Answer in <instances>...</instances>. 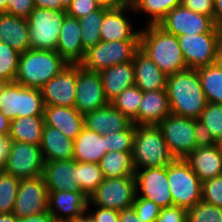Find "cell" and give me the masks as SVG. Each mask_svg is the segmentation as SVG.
Listing matches in <instances>:
<instances>
[{"label": "cell", "mask_w": 222, "mask_h": 222, "mask_svg": "<svg viewBox=\"0 0 222 222\" xmlns=\"http://www.w3.org/2000/svg\"><path fill=\"white\" fill-rule=\"evenodd\" d=\"M166 90L172 114L199 119L207 106L198 70L187 68L167 76Z\"/></svg>", "instance_id": "obj_1"}, {"label": "cell", "mask_w": 222, "mask_h": 222, "mask_svg": "<svg viewBox=\"0 0 222 222\" xmlns=\"http://www.w3.org/2000/svg\"><path fill=\"white\" fill-rule=\"evenodd\" d=\"M140 50L166 75L187 69L177 36L165 32L158 25L140 30Z\"/></svg>", "instance_id": "obj_2"}, {"label": "cell", "mask_w": 222, "mask_h": 222, "mask_svg": "<svg viewBox=\"0 0 222 222\" xmlns=\"http://www.w3.org/2000/svg\"><path fill=\"white\" fill-rule=\"evenodd\" d=\"M69 63L55 50H27L20 54L14 82L24 87L41 89Z\"/></svg>", "instance_id": "obj_3"}, {"label": "cell", "mask_w": 222, "mask_h": 222, "mask_svg": "<svg viewBox=\"0 0 222 222\" xmlns=\"http://www.w3.org/2000/svg\"><path fill=\"white\" fill-rule=\"evenodd\" d=\"M131 154L135 171L167 167L175 160L160 128L155 125H135Z\"/></svg>", "instance_id": "obj_4"}, {"label": "cell", "mask_w": 222, "mask_h": 222, "mask_svg": "<svg viewBox=\"0 0 222 222\" xmlns=\"http://www.w3.org/2000/svg\"><path fill=\"white\" fill-rule=\"evenodd\" d=\"M41 89L24 87L16 82L0 83V112L9 120L26 116H44Z\"/></svg>", "instance_id": "obj_5"}, {"label": "cell", "mask_w": 222, "mask_h": 222, "mask_svg": "<svg viewBox=\"0 0 222 222\" xmlns=\"http://www.w3.org/2000/svg\"><path fill=\"white\" fill-rule=\"evenodd\" d=\"M167 177L174 206L188 210L202 200V182L184 159L167 166Z\"/></svg>", "instance_id": "obj_6"}, {"label": "cell", "mask_w": 222, "mask_h": 222, "mask_svg": "<svg viewBox=\"0 0 222 222\" xmlns=\"http://www.w3.org/2000/svg\"><path fill=\"white\" fill-rule=\"evenodd\" d=\"M140 49V40L100 41L85 51L79 63L83 68L99 72L102 69L133 60Z\"/></svg>", "instance_id": "obj_7"}, {"label": "cell", "mask_w": 222, "mask_h": 222, "mask_svg": "<svg viewBox=\"0 0 222 222\" xmlns=\"http://www.w3.org/2000/svg\"><path fill=\"white\" fill-rule=\"evenodd\" d=\"M186 65L198 69L216 63L222 46V32L214 27L208 33L177 36Z\"/></svg>", "instance_id": "obj_8"}, {"label": "cell", "mask_w": 222, "mask_h": 222, "mask_svg": "<svg viewBox=\"0 0 222 222\" xmlns=\"http://www.w3.org/2000/svg\"><path fill=\"white\" fill-rule=\"evenodd\" d=\"M136 198L134 176L104 178L103 182L88 197L87 212L90 204L104 209L121 211L132 207Z\"/></svg>", "instance_id": "obj_9"}, {"label": "cell", "mask_w": 222, "mask_h": 222, "mask_svg": "<svg viewBox=\"0 0 222 222\" xmlns=\"http://www.w3.org/2000/svg\"><path fill=\"white\" fill-rule=\"evenodd\" d=\"M66 11L35 7L27 18L31 50H56Z\"/></svg>", "instance_id": "obj_10"}, {"label": "cell", "mask_w": 222, "mask_h": 222, "mask_svg": "<svg viewBox=\"0 0 222 222\" xmlns=\"http://www.w3.org/2000/svg\"><path fill=\"white\" fill-rule=\"evenodd\" d=\"M163 138L175 159H185L196 147L194 119L168 115L159 125Z\"/></svg>", "instance_id": "obj_11"}, {"label": "cell", "mask_w": 222, "mask_h": 222, "mask_svg": "<svg viewBox=\"0 0 222 222\" xmlns=\"http://www.w3.org/2000/svg\"><path fill=\"white\" fill-rule=\"evenodd\" d=\"M44 159L40 146L12 141L3 170L16 178L26 179L43 175Z\"/></svg>", "instance_id": "obj_12"}, {"label": "cell", "mask_w": 222, "mask_h": 222, "mask_svg": "<svg viewBox=\"0 0 222 222\" xmlns=\"http://www.w3.org/2000/svg\"><path fill=\"white\" fill-rule=\"evenodd\" d=\"M136 196L153 201L161 209L173 206L169 189L167 167L136 170Z\"/></svg>", "instance_id": "obj_13"}, {"label": "cell", "mask_w": 222, "mask_h": 222, "mask_svg": "<svg viewBox=\"0 0 222 222\" xmlns=\"http://www.w3.org/2000/svg\"><path fill=\"white\" fill-rule=\"evenodd\" d=\"M49 193L42 175L20 179L13 214L18 218L48 211Z\"/></svg>", "instance_id": "obj_14"}, {"label": "cell", "mask_w": 222, "mask_h": 222, "mask_svg": "<svg viewBox=\"0 0 222 222\" xmlns=\"http://www.w3.org/2000/svg\"><path fill=\"white\" fill-rule=\"evenodd\" d=\"M158 26L175 36L208 33L215 27L210 16L196 13L183 5L169 11Z\"/></svg>", "instance_id": "obj_15"}, {"label": "cell", "mask_w": 222, "mask_h": 222, "mask_svg": "<svg viewBox=\"0 0 222 222\" xmlns=\"http://www.w3.org/2000/svg\"><path fill=\"white\" fill-rule=\"evenodd\" d=\"M109 101L104 95V88L99 72L90 71L77 64V84L74 107L85 115L106 106Z\"/></svg>", "instance_id": "obj_16"}, {"label": "cell", "mask_w": 222, "mask_h": 222, "mask_svg": "<svg viewBox=\"0 0 222 222\" xmlns=\"http://www.w3.org/2000/svg\"><path fill=\"white\" fill-rule=\"evenodd\" d=\"M77 84V64H69L41 88L45 105L74 107Z\"/></svg>", "instance_id": "obj_17"}, {"label": "cell", "mask_w": 222, "mask_h": 222, "mask_svg": "<svg viewBox=\"0 0 222 222\" xmlns=\"http://www.w3.org/2000/svg\"><path fill=\"white\" fill-rule=\"evenodd\" d=\"M48 211L56 222L80 218L87 213L88 197L82 192H48Z\"/></svg>", "instance_id": "obj_18"}, {"label": "cell", "mask_w": 222, "mask_h": 222, "mask_svg": "<svg viewBox=\"0 0 222 222\" xmlns=\"http://www.w3.org/2000/svg\"><path fill=\"white\" fill-rule=\"evenodd\" d=\"M129 8L104 9V17L100 27L101 41L140 40V30H134L130 19L126 17Z\"/></svg>", "instance_id": "obj_19"}, {"label": "cell", "mask_w": 222, "mask_h": 222, "mask_svg": "<svg viewBox=\"0 0 222 222\" xmlns=\"http://www.w3.org/2000/svg\"><path fill=\"white\" fill-rule=\"evenodd\" d=\"M79 19L65 15L61 26L57 51L69 64H79L84 58L85 51L81 40Z\"/></svg>", "instance_id": "obj_20"}, {"label": "cell", "mask_w": 222, "mask_h": 222, "mask_svg": "<svg viewBox=\"0 0 222 222\" xmlns=\"http://www.w3.org/2000/svg\"><path fill=\"white\" fill-rule=\"evenodd\" d=\"M132 124L133 122L111 103L84 115L85 127L100 135L126 130Z\"/></svg>", "instance_id": "obj_21"}, {"label": "cell", "mask_w": 222, "mask_h": 222, "mask_svg": "<svg viewBox=\"0 0 222 222\" xmlns=\"http://www.w3.org/2000/svg\"><path fill=\"white\" fill-rule=\"evenodd\" d=\"M201 182L222 175V148L197 147L184 159Z\"/></svg>", "instance_id": "obj_22"}, {"label": "cell", "mask_w": 222, "mask_h": 222, "mask_svg": "<svg viewBox=\"0 0 222 222\" xmlns=\"http://www.w3.org/2000/svg\"><path fill=\"white\" fill-rule=\"evenodd\" d=\"M171 114L166 89L143 92L138 116L132 121L135 125L158 126Z\"/></svg>", "instance_id": "obj_23"}, {"label": "cell", "mask_w": 222, "mask_h": 222, "mask_svg": "<svg viewBox=\"0 0 222 222\" xmlns=\"http://www.w3.org/2000/svg\"><path fill=\"white\" fill-rule=\"evenodd\" d=\"M45 125L60 130L66 137L74 140L85 127L84 115L75 107L45 105Z\"/></svg>", "instance_id": "obj_24"}, {"label": "cell", "mask_w": 222, "mask_h": 222, "mask_svg": "<svg viewBox=\"0 0 222 222\" xmlns=\"http://www.w3.org/2000/svg\"><path fill=\"white\" fill-rule=\"evenodd\" d=\"M76 160L45 161L43 177L48 192L71 191L82 192L74 182V165Z\"/></svg>", "instance_id": "obj_25"}, {"label": "cell", "mask_w": 222, "mask_h": 222, "mask_svg": "<svg viewBox=\"0 0 222 222\" xmlns=\"http://www.w3.org/2000/svg\"><path fill=\"white\" fill-rule=\"evenodd\" d=\"M0 42L7 44L19 53L31 49L27 19L0 13Z\"/></svg>", "instance_id": "obj_26"}, {"label": "cell", "mask_w": 222, "mask_h": 222, "mask_svg": "<svg viewBox=\"0 0 222 222\" xmlns=\"http://www.w3.org/2000/svg\"><path fill=\"white\" fill-rule=\"evenodd\" d=\"M135 85L143 92L166 89L167 76L140 49L133 57Z\"/></svg>", "instance_id": "obj_27"}, {"label": "cell", "mask_w": 222, "mask_h": 222, "mask_svg": "<svg viewBox=\"0 0 222 222\" xmlns=\"http://www.w3.org/2000/svg\"><path fill=\"white\" fill-rule=\"evenodd\" d=\"M104 95L109 103L124 89L135 85L134 64L129 61L99 71Z\"/></svg>", "instance_id": "obj_28"}, {"label": "cell", "mask_w": 222, "mask_h": 222, "mask_svg": "<svg viewBox=\"0 0 222 222\" xmlns=\"http://www.w3.org/2000/svg\"><path fill=\"white\" fill-rule=\"evenodd\" d=\"M105 154V135H100L84 127L74 139L73 159L78 162L99 164Z\"/></svg>", "instance_id": "obj_29"}, {"label": "cell", "mask_w": 222, "mask_h": 222, "mask_svg": "<svg viewBox=\"0 0 222 222\" xmlns=\"http://www.w3.org/2000/svg\"><path fill=\"white\" fill-rule=\"evenodd\" d=\"M74 140L66 137L60 130L44 125L40 148L44 161L73 159Z\"/></svg>", "instance_id": "obj_30"}, {"label": "cell", "mask_w": 222, "mask_h": 222, "mask_svg": "<svg viewBox=\"0 0 222 222\" xmlns=\"http://www.w3.org/2000/svg\"><path fill=\"white\" fill-rule=\"evenodd\" d=\"M44 125V116L15 118L11 120L9 138L12 141L40 146Z\"/></svg>", "instance_id": "obj_31"}, {"label": "cell", "mask_w": 222, "mask_h": 222, "mask_svg": "<svg viewBox=\"0 0 222 222\" xmlns=\"http://www.w3.org/2000/svg\"><path fill=\"white\" fill-rule=\"evenodd\" d=\"M132 152L111 151L106 153L99 162L104 178L134 176Z\"/></svg>", "instance_id": "obj_32"}, {"label": "cell", "mask_w": 222, "mask_h": 222, "mask_svg": "<svg viewBox=\"0 0 222 222\" xmlns=\"http://www.w3.org/2000/svg\"><path fill=\"white\" fill-rule=\"evenodd\" d=\"M103 179L99 164L76 161L74 165V182L86 197H89L97 189Z\"/></svg>", "instance_id": "obj_33"}, {"label": "cell", "mask_w": 222, "mask_h": 222, "mask_svg": "<svg viewBox=\"0 0 222 222\" xmlns=\"http://www.w3.org/2000/svg\"><path fill=\"white\" fill-rule=\"evenodd\" d=\"M197 70L207 101L222 104V69L220 66L215 63Z\"/></svg>", "instance_id": "obj_34"}, {"label": "cell", "mask_w": 222, "mask_h": 222, "mask_svg": "<svg viewBox=\"0 0 222 222\" xmlns=\"http://www.w3.org/2000/svg\"><path fill=\"white\" fill-rule=\"evenodd\" d=\"M104 17V9L91 12L79 19L81 30V40L84 51L94 47L101 41L100 27Z\"/></svg>", "instance_id": "obj_35"}, {"label": "cell", "mask_w": 222, "mask_h": 222, "mask_svg": "<svg viewBox=\"0 0 222 222\" xmlns=\"http://www.w3.org/2000/svg\"><path fill=\"white\" fill-rule=\"evenodd\" d=\"M143 91L136 85L124 89L110 103L124 116L133 121L138 116Z\"/></svg>", "instance_id": "obj_36"}, {"label": "cell", "mask_w": 222, "mask_h": 222, "mask_svg": "<svg viewBox=\"0 0 222 222\" xmlns=\"http://www.w3.org/2000/svg\"><path fill=\"white\" fill-rule=\"evenodd\" d=\"M183 0H142L133 12H143L149 16L148 25L158 23L173 8L182 5Z\"/></svg>", "instance_id": "obj_37"}, {"label": "cell", "mask_w": 222, "mask_h": 222, "mask_svg": "<svg viewBox=\"0 0 222 222\" xmlns=\"http://www.w3.org/2000/svg\"><path fill=\"white\" fill-rule=\"evenodd\" d=\"M20 179L0 170V214L13 213Z\"/></svg>", "instance_id": "obj_38"}, {"label": "cell", "mask_w": 222, "mask_h": 222, "mask_svg": "<svg viewBox=\"0 0 222 222\" xmlns=\"http://www.w3.org/2000/svg\"><path fill=\"white\" fill-rule=\"evenodd\" d=\"M20 54L7 44L0 42L1 82H14L17 75Z\"/></svg>", "instance_id": "obj_39"}, {"label": "cell", "mask_w": 222, "mask_h": 222, "mask_svg": "<svg viewBox=\"0 0 222 222\" xmlns=\"http://www.w3.org/2000/svg\"><path fill=\"white\" fill-rule=\"evenodd\" d=\"M187 222H222V208L201 200L187 210Z\"/></svg>", "instance_id": "obj_40"}, {"label": "cell", "mask_w": 222, "mask_h": 222, "mask_svg": "<svg viewBox=\"0 0 222 222\" xmlns=\"http://www.w3.org/2000/svg\"><path fill=\"white\" fill-rule=\"evenodd\" d=\"M135 124L128 129L105 135L106 153L111 151L132 152Z\"/></svg>", "instance_id": "obj_41"}, {"label": "cell", "mask_w": 222, "mask_h": 222, "mask_svg": "<svg viewBox=\"0 0 222 222\" xmlns=\"http://www.w3.org/2000/svg\"><path fill=\"white\" fill-rule=\"evenodd\" d=\"M198 120L202 122L217 139L222 133V104L208 102Z\"/></svg>", "instance_id": "obj_42"}, {"label": "cell", "mask_w": 222, "mask_h": 222, "mask_svg": "<svg viewBox=\"0 0 222 222\" xmlns=\"http://www.w3.org/2000/svg\"><path fill=\"white\" fill-rule=\"evenodd\" d=\"M202 200L222 208V175L202 182Z\"/></svg>", "instance_id": "obj_43"}, {"label": "cell", "mask_w": 222, "mask_h": 222, "mask_svg": "<svg viewBox=\"0 0 222 222\" xmlns=\"http://www.w3.org/2000/svg\"><path fill=\"white\" fill-rule=\"evenodd\" d=\"M132 206L136 211V215L143 222H155L161 210L153 201L138 196H136Z\"/></svg>", "instance_id": "obj_44"}, {"label": "cell", "mask_w": 222, "mask_h": 222, "mask_svg": "<svg viewBox=\"0 0 222 222\" xmlns=\"http://www.w3.org/2000/svg\"><path fill=\"white\" fill-rule=\"evenodd\" d=\"M100 8L94 0H73L66 10V14L80 19L91 12L97 11Z\"/></svg>", "instance_id": "obj_45"}, {"label": "cell", "mask_w": 222, "mask_h": 222, "mask_svg": "<svg viewBox=\"0 0 222 222\" xmlns=\"http://www.w3.org/2000/svg\"><path fill=\"white\" fill-rule=\"evenodd\" d=\"M34 8V0H8L5 12L27 19Z\"/></svg>", "instance_id": "obj_46"}, {"label": "cell", "mask_w": 222, "mask_h": 222, "mask_svg": "<svg viewBox=\"0 0 222 222\" xmlns=\"http://www.w3.org/2000/svg\"><path fill=\"white\" fill-rule=\"evenodd\" d=\"M155 222H187V209L174 205L162 208Z\"/></svg>", "instance_id": "obj_47"}, {"label": "cell", "mask_w": 222, "mask_h": 222, "mask_svg": "<svg viewBox=\"0 0 222 222\" xmlns=\"http://www.w3.org/2000/svg\"><path fill=\"white\" fill-rule=\"evenodd\" d=\"M194 134L196 147L217 145L216 138L212 135L211 131L198 119H194Z\"/></svg>", "instance_id": "obj_48"}, {"label": "cell", "mask_w": 222, "mask_h": 222, "mask_svg": "<svg viewBox=\"0 0 222 222\" xmlns=\"http://www.w3.org/2000/svg\"><path fill=\"white\" fill-rule=\"evenodd\" d=\"M182 5L187 9L210 16L213 19L214 0H183Z\"/></svg>", "instance_id": "obj_49"}, {"label": "cell", "mask_w": 222, "mask_h": 222, "mask_svg": "<svg viewBox=\"0 0 222 222\" xmlns=\"http://www.w3.org/2000/svg\"><path fill=\"white\" fill-rule=\"evenodd\" d=\"M92 222H120L119 211L97 207L94 212L86 213Z\"/></svg>", "instance_id": "obj_50"}, {"label": "cell", "mask_w": 222, "mask_h": 222, "mask_svg": "<svg viewBox=\"0 0 222 222\" xmlns=\"http://www.w3.org/2000/svg\"><path fill=\"white\" fill-rule=\"evenodd\" d=\"M12 140L7 136L0 137V170L3 168L7 161L11 149Z\"/></svg>", "instance_id": "obj_51"}, {"label": "cell", "mask_w": 222, "mask_h": 222, "mask_svg": "<svg viewBox=\"0 0 222 222\" xmlns=\"http://www.w3.org/2000/svg\"><path fill=\"white\" fill-rule=\"evenodd\" d=\"M35 7L49 10L66 11L60 0H34Z\"/></svg>", "instance_id": "obj_52"}, {"label": "cell", "mask_w": 222, "mask_h": 222, "mask_svg": "<svg viewBox=\"0 0 222 222\" xmlns=\"http://www.w3.org/2000/svg\"><path fill=\"white\" fill-rule=\"evenodd\" d=\"M18 222H56L49 211L45 213H39L36 215H30L26 218H19Z\"/></svg>", "instance_id": "obj_53"}, {"label": "cell", "mask_w": 222, "mask_h": 222, "mask_svg": "<svg viewBox=\"0 0 222 222\" xmlns=\"http://www.w3.org/2000/svg\"><path fill=\"white\" fill-rule=\"evenodd\" d=\"M119 219L120 222H143L136 215V211L133 206L119 211Z\"/></svg>", "instance_id": "obj_54"}, {"label": "cell", "mask_w": 222, "mask_h": 222, "mask_svg": "<svg viewBox=\"0 0 222 222\" xmlns=\"http://www.w3.org/2000/svg\"><path fill=\"white\" fill-rule=\"evenodd\" d=\"M213 21L215 27L222 32V0H214Z\"/></svg>", "instance_id": "obj_55"}, {"label": "cell", "mask_w": 222, "mask_h": 222, "mask_svg": "<svg viewBox=\"0 0 222 222\" xmlns=\"http://www.w3.org/2000/svg\"><path fill=\"white\" fill-rule=\"evenodd\" d=\"M99 8L112 10L119 8V0H94Z\"/></svg>", "instance_id": "obj_56"}, {"label": "cell", "mask_w": 222, "mask_h": 222, "mask_svg": "<svg viewBox=\"0 0 222 222\" xmlns=\"http://www.w3.org/2000/svg\"><path fill=\"white\" fill-rule=\"evenodd\" d=\"M10 124L11 120L7 119L1 112H0V137L7 136L10 132Z\"/></svg>", "instance_id": "obj_57"}, {"label": "cell", "mask_w": 222, "mask_h": 222, "mask_svg": "<svg viewBox=\"0 0 222 222\" xmlns=\"http://www.w3.org/2000/svg\"><path fill=\"white\" fill-rule=\"evenodd\" d=\"M142 0H119V8L135 9Z\"/></svg>", "instance_id": "obj_58"}, {"label": "cell", "mask_w": 222, "mask_h": 222, "mask_svg": "<svg viewBox=\"0 0 222 222\" xmlns=\"http://www.w3.org/2000/svg\"><path fill=\"white\" fill-rule=\"evenodd\" d=\"M19 218L13 213L0 214V222H18Z\"/></svg>", "instance_id": "obj_59"}, {"label": "cell", "mask_w": 222, "mask_h": 222, "mask_svg": "<svg viewBox=\"0 0 222 222\" xmlns=\"http://www.w3.org/2000/svg\"><path fill=\"white\" fill-rule=\"evenodd\" d=\"M66 222H92L91 219L87 216V214L83 217L68 220Z\"/></svg>", "instance_id": "obj_60"}, {"label": "cell", "mask_w": 222, "mask_h": 222, "mask_svg": "<svg viewBox=\"0 0 222 222\" xmlns=\"http://www.w3.org/2000/svg\"><path fill=\"white\" fill-rule=\"evenodd\" d=\"M216 63L220 66L222 69V46L219 48L217 58H216Z\"/></svg>", "instance_id": "obj_61"}, {"label": "cell", "mask_w": 222, "mask_h": 222, "mask_svg": "<svg viewBox=\"0 0 222 222\" xmlns=\"http://www.w3.org/2000/svg\"><path fill=\"white\" fill-rule=\"evenodd\" d=\"M8 0H0V13L5 12Z\"/></svg>", "instance_id": "obj_62"}, {"label": "cell", "mask_w": 222, "mask_h": 222, "mask_svg": "<svg viewBox=\"0 0 222 222\" xmlns=\"http://www.w3.org/2000/svg\"><path fill=\"white\" fill-rule=\"evenodd\" d=\"M61 5L67 10L73 0H60Z\"/></svg>", "instance_id": "obj_63"}, {"label": "cell", "mask_w": 222, "mask_h": 222, "mask_svg": "<svg viewBox=\"0 0 222 222\" xmlns=\"http://www.w3.org/2000/svg\"><path fill=\"white\" fill-rule=\"evenodd\" d=\"M217 145L222 148V133L220 136L216 139Z\"/></svg>", "instance_id": "obj_64"}]
</instances>
